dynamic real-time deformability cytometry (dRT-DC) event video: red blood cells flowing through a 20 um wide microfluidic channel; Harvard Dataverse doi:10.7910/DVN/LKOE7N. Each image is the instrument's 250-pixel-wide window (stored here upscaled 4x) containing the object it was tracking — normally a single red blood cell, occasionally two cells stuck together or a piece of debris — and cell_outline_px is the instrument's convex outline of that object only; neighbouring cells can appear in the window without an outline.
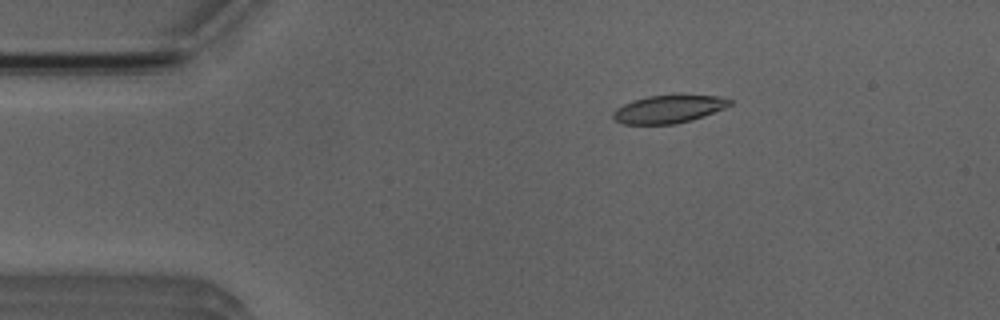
{"species": "Egyptian fruit bat (a non-hibernating species)", "species_latin": "Rousettus aegyptiacus", "temperature_condition": "room temperature", "stored_images_in_passage": 4, "camera_frame_rate_fps": 3000, "um_per_image_px": 0.085, "animal": {"sex": "male"}, "frame": {"image": 1, "passage_image": 2, "time_ms": 1.0, "image_size_px": [1000, 320], "cell_outline_px": [[732, 104], [724, 108], [692, 120], [676, 124], [624, 124], [616, 120], [612, 116], [612, 112], [616, 108], [632, 100], [648, 96], [680, 92], [720, 96], [732, 100]], "centroid_in_image_um": [56.87, 9.22], "position_along_channel_um": 28.1, "area_um2": 19.71}}
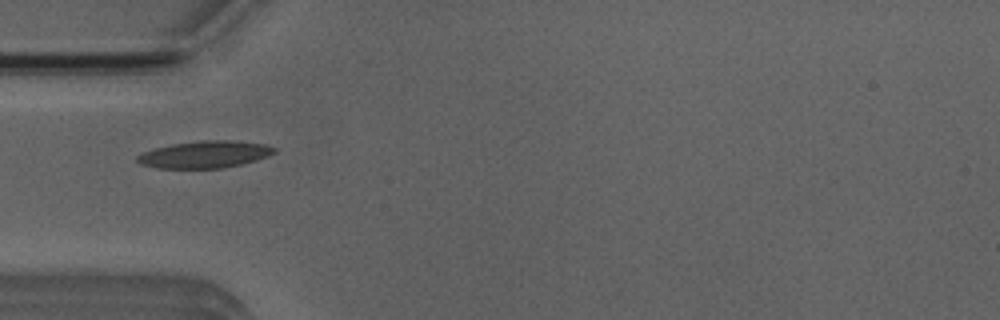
{"frame": {"image": 2, "passage_image": 4, "time_ms": 3.333, "image_size_px": [1000, 320], "cell_outline_px": [[276, 152], [268, 156], [256, 160], [224, 168], [156, 168], [140, 164], [136, 160], [136, 156], [140, 152], [172, 144], [200, 140], [236, 140], [268, 144], [276, 148]], "centroid_in_image_um": [17.41, 13.12], "position_along_channel_um": 67.6, "area_um2": 21.85}}